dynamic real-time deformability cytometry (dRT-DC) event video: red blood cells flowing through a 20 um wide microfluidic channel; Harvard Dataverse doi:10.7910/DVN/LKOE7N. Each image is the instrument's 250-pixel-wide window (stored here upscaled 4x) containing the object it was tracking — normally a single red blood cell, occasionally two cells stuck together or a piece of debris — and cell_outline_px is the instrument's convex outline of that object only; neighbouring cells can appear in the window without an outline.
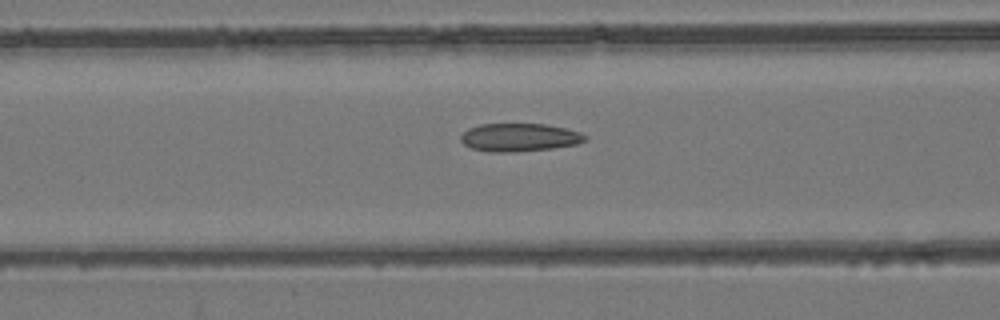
{"species": "common noctule bat (a hibernating species)", "species_latin": "Nyctalus noctula", "temperature_condition": "room temperature", "stored_images_in_passage": 54, "camera_frame_rate_fps": 3000, "um_per_image_px": 0.085, "animal": {"sex": "female", "body_mass_g": 24.6, "forearm_length_mm": 56.2}, "frame": {"image": 1, "passage_image": 22, "time_ms": 7.0, "image_size_px": [1000, 320], "cell_outline_px": [[588, 136], [584, 140], [576, 144], [552, 148], [516, 152], [488, 152], [472, 148], [464, 144], [460, 140], [460, 136], [468, 128], [480, 124], [544, 124], [564, 128], [580, 132]], "centroid_in_image_um": [44.11, 11.68], "position_along_channel_um": 122.5, "area_um2": 20.29}}
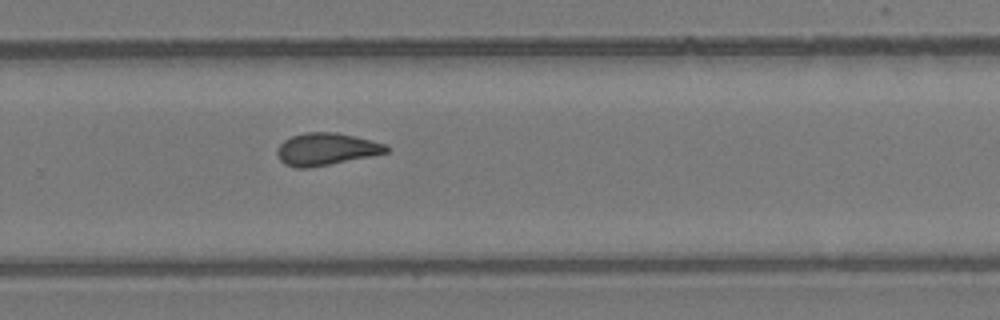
{"frame": {"image": 2, "passage_image": 36, "time_ms": 11.667, "image_size_px": [1000, 320], "cell_outline_px": [[388, 152], [308, 168], [296, 168], [284, 164], [280, 160], [276, 152], [280, 144], [284, 140], [292, 136], [304, 132], [336, 132], [356, 136], [388, 144]], "centroid_in_image_um": [27.71, 12.66], "position_along_channel_um": 302.1, "area_um2": 20.4}}
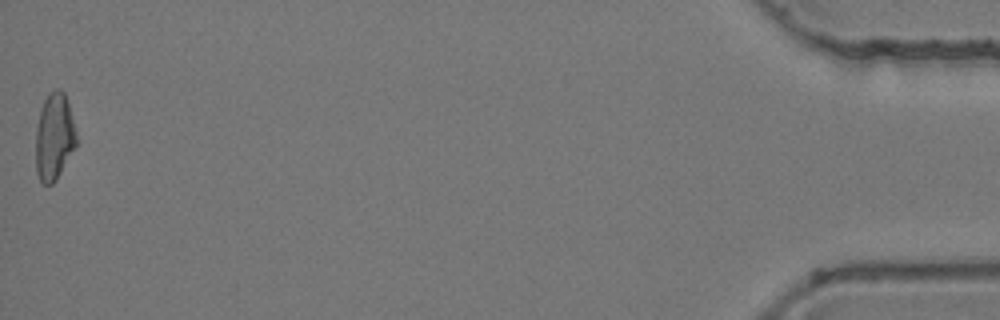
{"frame": {"image": 3, "passage_image": 54, "time_ms": 17.667, "image_size_px": [1000, 320], "cell_outline_px": [[76, 144], [56, 180], [52, 184], [40, 184], [36, 172], [36, 128], [40, 108], [48, 92], [56, 88], [60, 88], [64, 92], [68, 100], [76, 132]], "centroid_in_image_um": [4.59, 11.59], "position_along_channel_um": 430.6, "area_um2": 20.75}, "authors_computed_cell_mechanics": {"area_um2": 20.4901, "velocity_mm_per_s": 3.8536, "shape_relaxation_time_tau1_ms": null, "shape_relaxation_time_tau2_ms": 2.944, "deformation_change_tau1": null, "deformation_change_tau2": 0.0983}}